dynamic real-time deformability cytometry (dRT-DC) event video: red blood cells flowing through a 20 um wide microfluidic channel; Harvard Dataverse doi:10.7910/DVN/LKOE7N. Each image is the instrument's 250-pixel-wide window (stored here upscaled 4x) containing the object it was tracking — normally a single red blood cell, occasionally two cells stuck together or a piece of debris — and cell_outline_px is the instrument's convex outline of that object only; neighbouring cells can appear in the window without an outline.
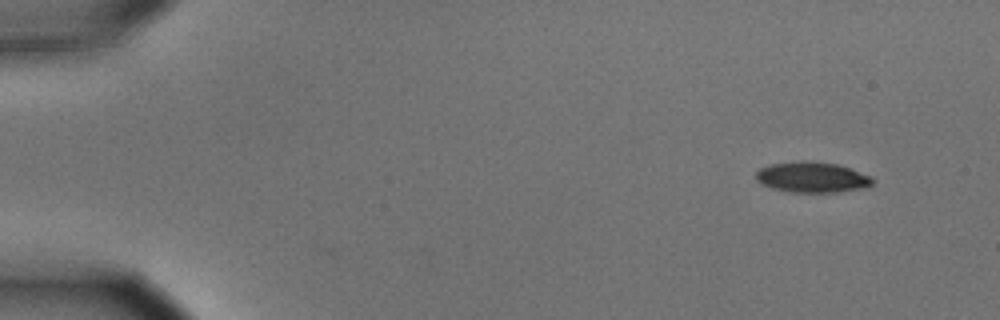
{"species": "common noctule bat (a hibernating species)", "species_latin": "Nyctalus noctula", "temperature_condition": "cold", "stored_images_in_passage": 52, "camera_frame_rate_fps": 3000, "um_per_image_px": 0.085, "animal": {"sex": "male", "body_mass_g": 15.6}, "frame": {"image": 1, "passage_image": 1, "time_ms": 0.0, "image_size_px": [1000, 320], "cell_outline_px": [[876, 180], [872, 184], [864, 188], [836, 192], [792, 192], [772, 188], [760, 184], [756, 180], [756, 172], [760, 168], [772, 164], [800, 160], [836, 164], [872, 176]], "centroid_in_image_um": [69.02, 15.07], "position_along_channel_um": 16.0, "area_um2": 20.75}}
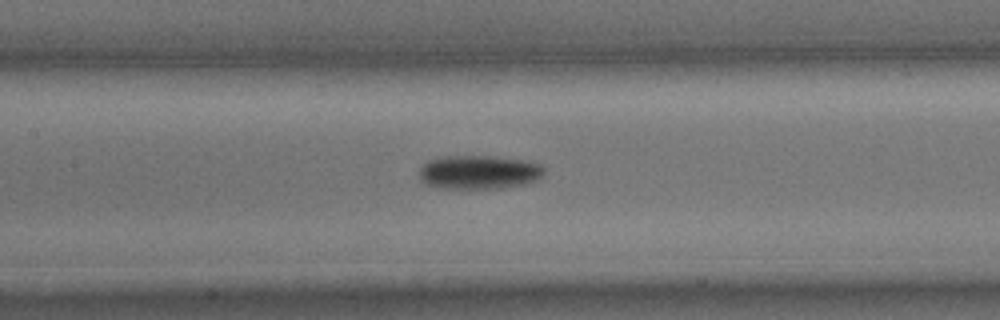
{"frame": {"image": 2, "passage_image": 23, "time_ms": 7.333, "image_size_px": [1000, 320], "cell_outline_px": [[544, 172], [536, 180], [524, 184], [504, 188], [440, 188], [424, 184], [420, 180], [420, 168], [428, 160], [444, 156], [492, 156], [528, 160], [544, 164]], "centroid_in_image_um": [40.73, 14.63], "position_along_channel_um": 166.7, "area_um2": 24.85}}
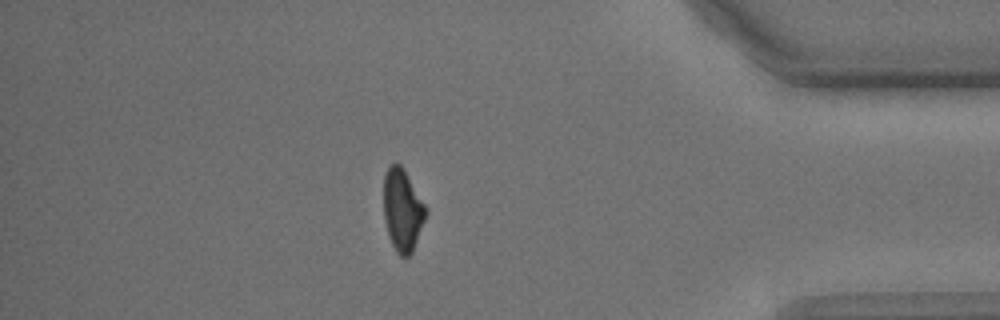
{"frame": {"image": 3, "passage_image": 45, "time_ms": 14.667, "image_size_px": [1000, 320], "cell_outline_px": [[428, 212], [412, 252], [408, 256], [400, 256], [396, 252], [392, 244], [384, 220], [384, 172], [392, 164], [400, 164], [404, 168], [428, 208]], "centroid_in_image_um": [34.23, 17.83], "position_along_channel_um": 401.0, "area_um2": 20.29}, "authors_computed_cell_mechanics": {"area_um2": 21.9062, "velocity_mm_per_s": 3.6246, "shape_relaxation_time_tau1_ms": 2.8507, "shape_relaxation_time_tau2_ms": null, "deformation_change_tau1": 0.1273, "deformation_change_tau2": null}}